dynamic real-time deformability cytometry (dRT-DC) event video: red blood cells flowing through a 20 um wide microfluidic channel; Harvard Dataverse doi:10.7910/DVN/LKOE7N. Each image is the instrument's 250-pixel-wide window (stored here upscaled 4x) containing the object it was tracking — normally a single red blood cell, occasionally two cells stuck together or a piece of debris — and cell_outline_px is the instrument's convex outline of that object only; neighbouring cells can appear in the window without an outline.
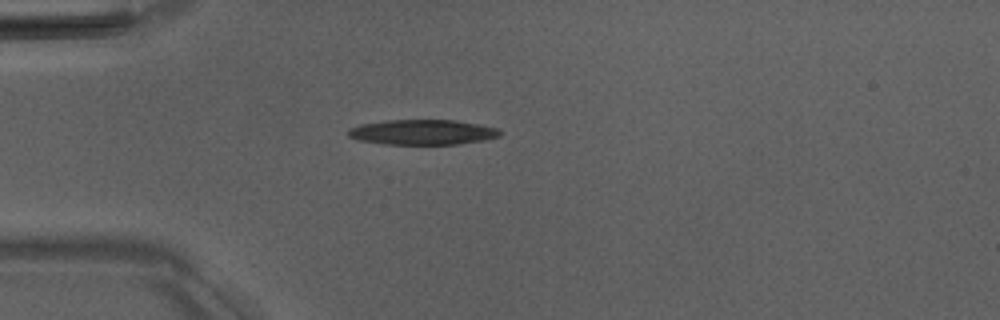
{"species": "Egyptian fruit bat (a non-hibernating species)", "species_latin": "Rousettus aegyptiacus", "temperature_condition": "room temperature", "stored_images_in_passage": 39, "camera_frame_rate_fps": 3000, "um_per_image_px": 0.085, "animal": {"sex": "male"}, "frame": {"image": 1, "passage_image": 1, "time_ms": 0.0, "image_size_px": [1000, 320], "cell_outline_px": [[500, 136], [484, 140], [460, 144], [384, 144], [356, 140], [348, 136], [348, 128], [360, 124], [388, 120], [456, 120], [496, 128], [500, 132]], "centroid_in_image_um": [35.86, 11.24], "position_along_channel_um": 49.1, "area_um2": 22.2}}
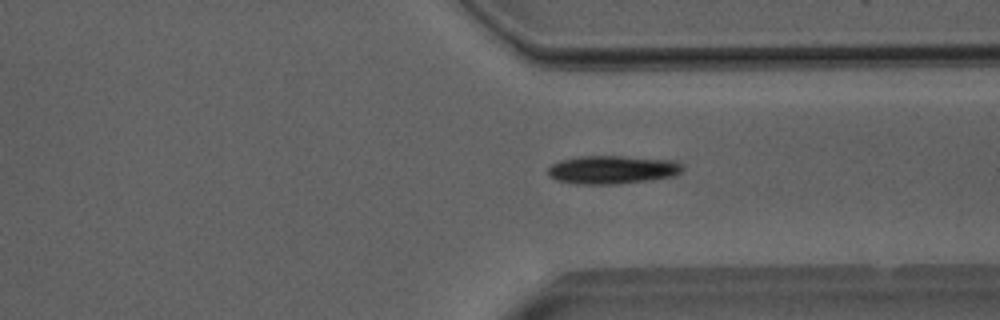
{"frame": {"image": 2, "passage_image": 26, "time_ms": 8.333, "image_size_px": [1000, 320], "cell_outline_px": [[684, 168], [676, 176], [648, 180], [616, 184], [576, 184], [556, 180], [548, 176], [548, 168], [552, 164], [560, 160], [580, 156], [624, 156], [676, 160], [684, 164]], "centroid_in_image_um": [52.08, 14.42], "position_along_channel_um": 359.3, "area_um2": 22.48}}
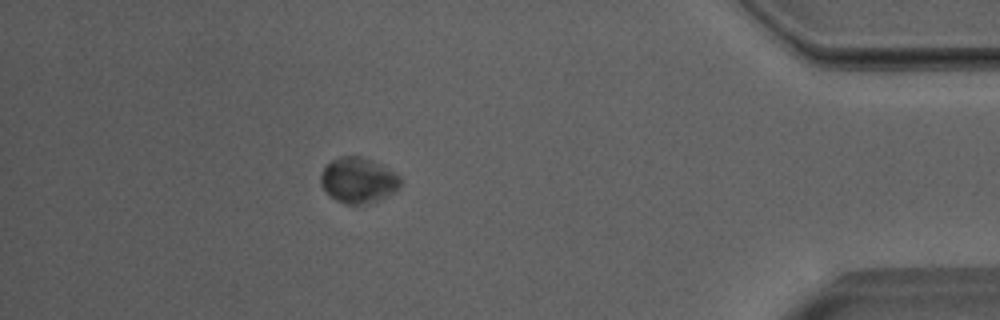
{"frame": {"image": 3, "passage_image": 33, "time_ms": 10.667, "image_size_px": [1000, 320], "cell_outline_px": [[400, 188], [368, 204], [344, 204], [328, 196], [320, 184], [320, 172], [332, 160], [340, 156], [360, 156], [372, 160], [396, 172], [400, 176]], "centroid_in_image_um": [30.42, 15.32], "position_along_channel_um": 404.8, "area_um2": 21.21}, "authors_computed_cell_mechanics": {"area_um2": 22.4842, "velocity_mm_per_s": 3.9155, "shape_relaxation_time_tau1_ms": 3.0898, "shape_relaxation_time_tau2_ms": null, "deformation_change_tau1": 0.1152, "deformation_change_tau2": null}}